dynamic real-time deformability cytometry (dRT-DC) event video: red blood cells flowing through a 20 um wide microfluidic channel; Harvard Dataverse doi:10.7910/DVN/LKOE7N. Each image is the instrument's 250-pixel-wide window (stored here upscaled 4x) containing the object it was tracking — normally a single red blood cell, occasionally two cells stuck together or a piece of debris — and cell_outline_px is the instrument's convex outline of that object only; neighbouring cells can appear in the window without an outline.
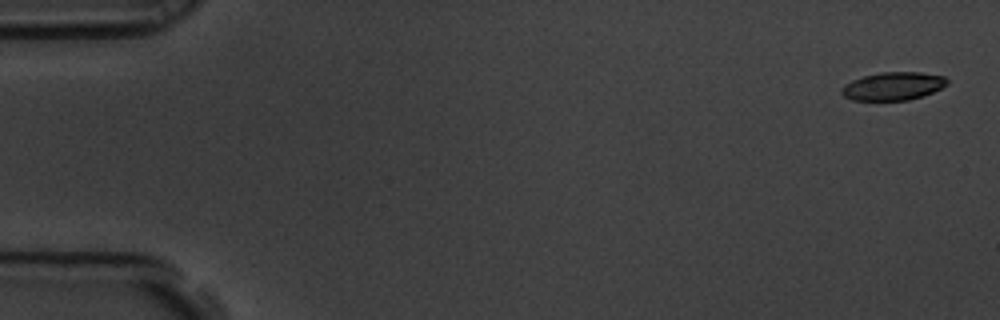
{"species": "common noctule bat (a hibernating species)", "species_latin": "Nyctalus noctula", "temperature_condition": "room temperature", "stored_images_in_passage": 6, "camera_frame_rate_fps": 3000, "um_per_image_px": 0.085, "animal": {"sex": "male", "body_mass_g": 19.5, "forearm_length_mm": 54.6}, "frame": {"image": 1, "passage_image": 1, "time_ms": 0.0, "image_size_px": [1000, 320], "cell_outline_px": [[948, 84], [924, 96], [908, 100], [852, 100], [844, 96], [840, 92], [840, 88], [844, 84], [852, 80], [864, 76], [880, 72], [920, 72], [944, 76], [948, 80]], "centroid_in_image_um": [75.9, 7.32], "position_along_channel_um": 9.1, "area_um2": 17.34}}
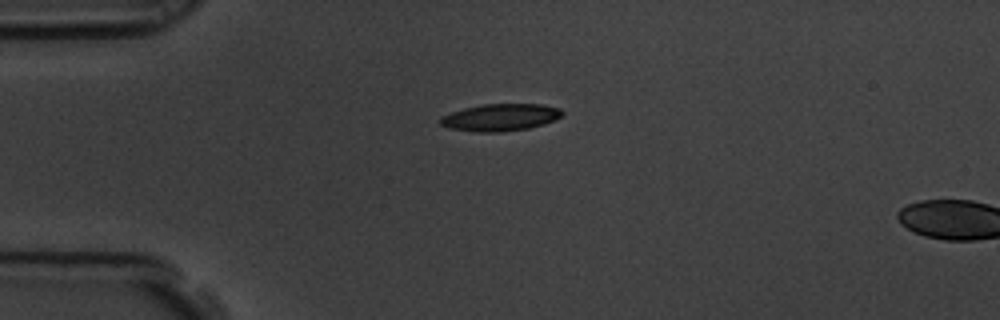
{"frame": {"image": 2, "passage_image": 5, "time_ms": 1.333, "image_size_px": [1000, 320], "cell_outline_px": [[564, 112], [556, 120], [544, 124], [528, 128], [500, 132], [476, 132], [448, 128], [440, 124], [440, 116], [464, 108], [480, 104], [544, 104], [560, 108]], "centroid_in_image_um": [42.53, 9.97], "position_along_channel_um": 42.5, "area_um2": 19.42}}